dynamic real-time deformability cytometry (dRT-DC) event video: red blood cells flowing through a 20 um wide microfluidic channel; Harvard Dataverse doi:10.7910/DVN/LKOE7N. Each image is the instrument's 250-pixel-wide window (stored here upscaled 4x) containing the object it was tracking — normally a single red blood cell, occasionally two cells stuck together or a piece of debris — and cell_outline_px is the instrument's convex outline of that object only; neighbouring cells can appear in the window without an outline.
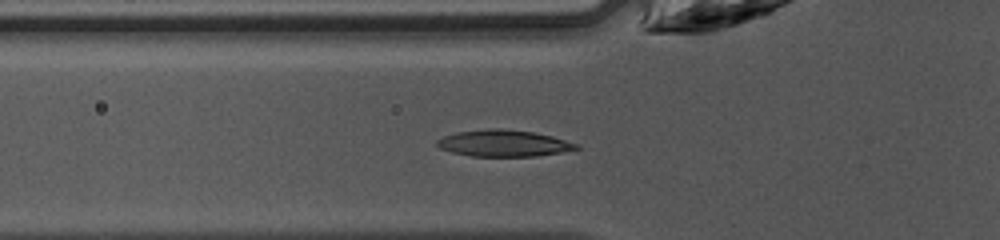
{"species": "common noctule bat (a hibernating species)", "species_latin": "Nyctalus noctula", "temperature_condition": "warm", "stored_images_in_passage": 42, "camera_frame_rate_fps": 3000, "um_per_image_px": 0.085, "animal": {"sex": "female", "body_mass_g": 10.0, "forearm_length_mm": 53.1}, "frame": {"image": 1, "passage_image": 10, "time_ms": 3.0, "image_size_px": [1000, 240], "cell_outline_px": [[580, 148], [560, 152], [536, 156], [472, 156], [452, 152], [440, 148], [436, 144], [436, 140], [444, 136], [456, 132], [488, 128], [500, 128], [532, 132], [552, 136], [580, 144]], "centroid_in_image_um": [42.8, 12.17], "position_along_channel_um": 83.0, "area_um2": 21.5}}
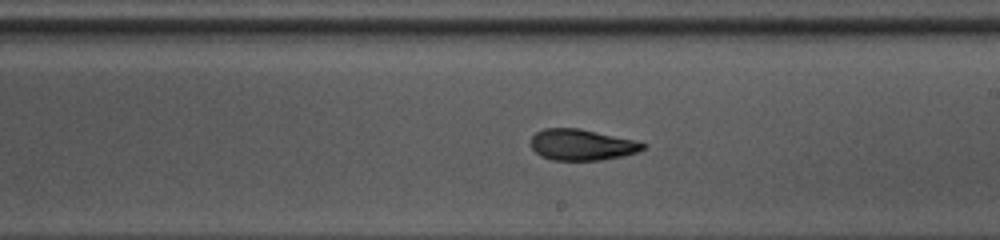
{"frame": {"image": 2, "passage_image": 21, "time_ms": 6.667, "image_size_px": [1000, 240], "cell_outline_px": [[648, 144], [640, 152], [624, 156], [600, 160], [552, 160], [540, 156], [532, 148], [532, 136], [536, 132], [544, 128], [580, 128], [636, 140]], "centroid_in_image_um": [49.5, 12.3], "position_along_channel_um": 239.5, "area_um2": 20.52}}
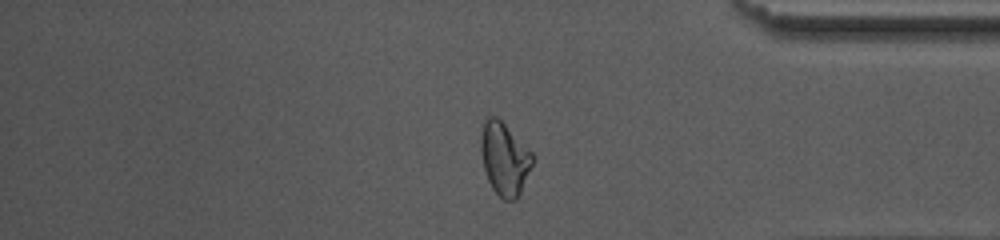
{"frame": {"image": 3, "passage_image": 33, "time_ms": 10.667, "image_size_px": [1000, 240], "cell_outline_px": [[532, 164], [520, 196], [516, 200], [504, 200], [492, 188], [488, 180], [484, 168], [480, 148], [480, 140], [484, 120], [488, 116], [496, 116], [532, 152]], "centroid_in_image_um": [42.87, 13.51], "position_along_channel_um": 392.3, "area_um2": 21.68}, "authors_computed_cell_mechanics": {"area_um2": 21.097, "velocity_mm_per_s": 4.2371, "shape_relaxation_time_tau1_ms": 4.8029, "shape_relaxation_time_tau2_ms": 2.4614, "deformation_change_tau1": 0.1658, "deformation_change_tau2": 0.0859}}